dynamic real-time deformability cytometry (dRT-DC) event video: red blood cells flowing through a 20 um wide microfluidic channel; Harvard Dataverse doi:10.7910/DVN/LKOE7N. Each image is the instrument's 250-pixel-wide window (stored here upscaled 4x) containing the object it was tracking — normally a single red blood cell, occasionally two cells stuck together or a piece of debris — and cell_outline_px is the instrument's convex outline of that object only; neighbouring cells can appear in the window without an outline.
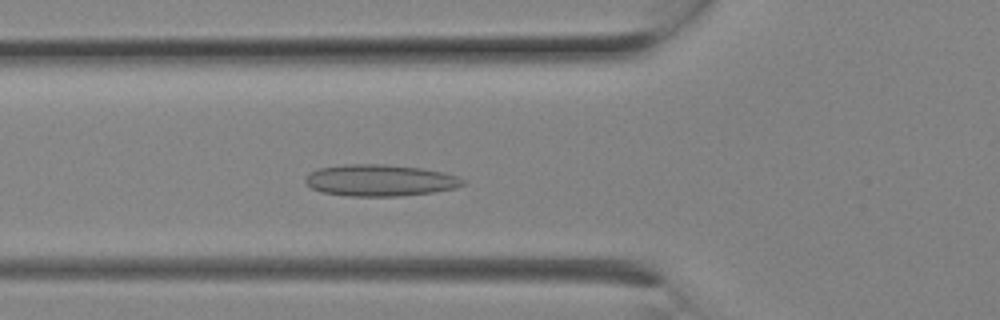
{"species": "Egyptian fruit bat (a non-hibernating species)", "species_latin": "Rousettus aegyptiacus", "temperature_condition": "room temperature", "stored_images_in_passage": 7, "camera_frame_rate_fps": 3000, "um_per_image_px": 0.085, "animal": {"sex": "female"}, "frame": {"image": 1, "passage_image": 7, "time_ms": 2.0, "image_size_px": [1000, 320], "cell_outline_px": [[464, 184], [456, 188], [432, 192], [400, 196], [348, 196], [320, 192], [312, 188], [304, 180], [308, 172], [316, 168], [344, 164], [388, 164], [420, 168], [444, 172], [456, 176], [464, 180]], "centroid_in_image_um": [32.25, 15.32], "position_along_channel_um": 93.5, "area_um2": 29.19}}